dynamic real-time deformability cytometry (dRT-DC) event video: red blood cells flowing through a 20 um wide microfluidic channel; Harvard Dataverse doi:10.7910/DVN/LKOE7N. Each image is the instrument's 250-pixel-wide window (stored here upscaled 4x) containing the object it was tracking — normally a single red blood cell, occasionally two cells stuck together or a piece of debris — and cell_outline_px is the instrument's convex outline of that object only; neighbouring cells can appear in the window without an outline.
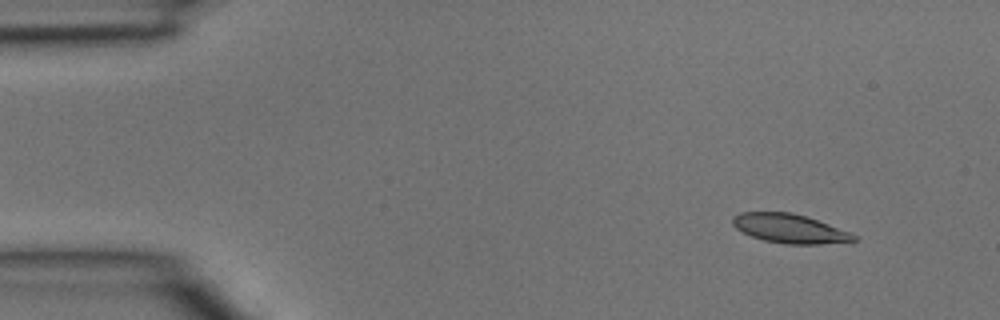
{"species": "common noctule bat (a hibernating species)", "species_latin": "Nyctalus noctula", "temperature_condition": "room temperature", "stored_images_in_passage": 3, "camera_frame_rate_fps": 3000, "um_per_image_px": 0.085, "animal": {"sex": "male", "body_mass_g": 15.6}, "frame": {"image": 1, "passage_image": 1, "time_ms": 0.0, "image_size_px": [1000, 320], "cell_outline_px": [[856, 240], [820, 244], [784, 244], [764, 240], [752, 236], [736, 228], [732, 224], [732, 216], [740, 212], [792, 212], [852, 232], [856, 236]], "centroid_in_image_um": [67.1, 19.42], "position_along_channel_um": 17.9, "area_um2": 20.35}}